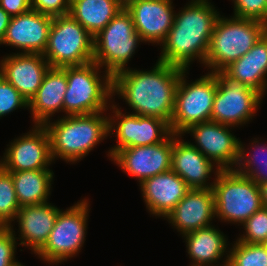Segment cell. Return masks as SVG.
I'll use <instances>...</instances> for the list:
<instances>
[{
	"label": "cell",
	"mask_w": 267,
	"mask_h": 266,
	"mask_svg": "<svg viewBox=\"0 0 267 266\" xmlns=\"http://www.w3.org/2000/svg\"><path fill=\"white\" fill-rule=\"evenodd\" d=\"M125 9L142 41L158 46L166 39L176 14L173 0H135Z\"/></svg>",
	"instance_id": "16"
},
{
	"label": "cell",
	"mask_w": 267,
	"mask_h": 266,
	"mask_svg": "<svg viewBox=\"0 0 267 266\" xmlns=\"http://www.w3.org/2000/svg\"><path fill=\"white\" fill-rule=\"evenodd\" d=\"M52 19V16L33 9L12 16L0 46L15 47L16 53L43 54L48 44Z\"/></svg>",
	"instance_id": "17"
},
{
	"label": "cell",
	"mask_w": 267,
	"mask_h": 266,
	"mask_svg": "<svg viewBox=\"0 0 267 266\" xmlns=\"http://www.w3.org/2000/svg\"><path fill=\"white\" fill-rule=\"evenodd\" d=\"M66 72L67 89L63 113L87 115L109 109L113 102V76L95 62L61 67ZM102 73V74H101Z\"/></svg>",
	"instance_id": "4"
},
{
	"label": "cell",
	"mask_w": 267,
	"mask_h": 266,
	"mask_svg": "<svg viewBox=\"0 0 267 266\" xmlns=\"http://www.w3.org/2000/svg\"><path fill=\"white\" fill-rule=\"evenodd\" d=\"M264 247L266 248L267 250V241L265 243H263Z\"/></svg>",
	"instance_id": "41"
},
{
	"label": "cell",
	"mask_w": 267,
	"mask_h": 266,
	"mask_svg": "<svg viewBox=\"0 0 267 266\" xmlns=\"http://www.w3.org/2000/svg\"><path fill=\"white\" fill-rule=\"evenodd\" d=\"M184 69L156 61L151 70L128 67L113 75V97L125 100L131 113L157 117L169 125L173 117L175 92Z\"/></svg>",
	"instance_id": "1"
},
{
	"label": "cell",
	"mask_w": 267,
	"mask_h": 266,
	"mask_svg": "<svg viewBox=\"0 0 267 266\" xmlns=\"http://www.w3.org/2000/svg\"><path fill=\"white\" fill-rule=\"evenodd\" d=\"M123 8L118 0H71L69 14L94 37Z\"/></svg>",
	"instance_id": "27"
},
{
	"label": "cell",
	"mask_w": 267,
	"mask_h": 266,
	"mask_svg": "<svg viewBox=\"0 0 267 266\" xmlns=\"http://www.w3.org/2000/svg\"><path fill=\"white\" fill-rule=\"evenodd\" d=\"M215 217L241 226L263 207L258 184L235 169L220 170L212 186Z\"/></svg>",
	"instance_id": "6"
},
{
	"label": "cell",
	"mask_w": 267,
	"mask_h": 266,
	"mask_svg": "<svg viewBox=\"0 0 267 266\" xmlns=\"http://www.w3.org/2000/svg\"><path fill=\"white\" fill-rule=\"evenodd\" d=\"M20 207L49 202L54 172L51 169L11 172Z\"/></svg>",
	"instance_id": "26"
},
{
	"label": "cell",
	"mask_w": 267,
	"mask_h": 266,
	"mask_svg": "<svg viewBox=\"0 0 267 266\" xmlns=\"http://www.w3.org/2000/svg\"><path fill=\"white\" fill-rule=\"evenodd\" d=\"M15 266H25V265H23L21 262H19L17 265H15Z\"/></svg>",
	"instance_id": "40"
},
{
	"label": "cell",
	"mask_w": 267,
	"mask_h": 266,
	"mask_svg": "<svg viewBox=\"0 0 267 266\" xmlns=\"http://www.w3.org/2000/svg\"><path fill=\"white\" fill-rule=\"evenodd\" d=\"M108 114L106 110L87 115H63L46 122L44 126L49 134L53 162L61 159L75 164L107 139Z\"/></svg>",
	"instance_id": "3"
},
{
	"label": "cell",
	"mask_w": 267,
	"mask_h": 266,
	"mask_svg": "<svg viewBox=\"0 0 267 266\" xmlns=\"http://www.w3.org/2000/svg\"><path fill=\"white\" fill-rule=\"evenodd\" d=\"M141 43L144 42L135 30L130 13L124 7L93 37V62L113 76L128 68V62Z\"/></svg>",
	"instance_id": "8"
},
{
	"label": "cell",
	"mask_w": 267,
	"mask_h": 266,
	"mask_svg": "<svg viewBox=\"0 0 267 266\" xmlns=\"http://www.w3.org/2000/svg\"><path fill=\"white\" fill-rule=\"evenodd\" d=\"M60 210L50 201L38 205L22 206L14 221V223L18 222L19 237H16L13 227L15 224L9 227L15 238L20 241L19 246H25L31 250V253L36 254L47 242Z\"/></svg>",
	"instance_id": "20"
},
{
	"label": "cell",
	"mask_w": 267,
	"mask_h": 266,
	"mask_svg": "<svg viewBox=\"0 0 267 266\" xmlns=\"http://www.w3.org/2000/svg\"><path fill=\"white\" fill-rule=\"evenodd\" d=\"M52 163L49 134L39 124L9 142L0 159V165L9 172L50 169Z\"/></svg>",
	"instance_id": "13"
},
{
	"label": "cell",
	"mask_w": 267,
	"mask_h": 266,
	"mask_svg": "<svg viewBox=\"0 0 267 266\" xmlns=\"http://www.w3.org/2000/svg\"><path fill=\"white\" fill-rule=\"evenodd\" d=\"M18 240L9 227H0V266H15Z\"/></svg>",
	"instance_id": "34"
},
{
	"label": "cell",
	"mask_w": 267,
	"mask_h": 266,
	"mask_svg": "<svg viewBox=\"0 0 267 266\" xmlns=\"http://www.w3.org/2000/svg\"><path fill=\"white\" fill-rule=\"evenodd\" d=\"M182 238L185 240L187 255L192 259L191 266H227L228 246L231 245L227 236L215 225L191 231L182 235Z\"/></svg>",
	"instance_id": "23"
},
{
	"label": "cell",
	"mask_w": 267,
	"mask_h": 266,
	"mask_svg": "<svg viewBox=\"0 0 267 266\" xmlns=\"http://www.w3.org/2000/svg\"><path fill=\"white\" fill-rule=\"evenodd\" d=\"M51 67L93 62V36L70 14L54 16L43 53Z\"/></svg>",
	"instance_id": "10"
},
{
	"label": "cell",
	"mask_w": 267,
	"mask_h": 266,
	"mask_svg": "<svg viewBox=\"0 0 267 266\" xmlns=\"http://www.w3.org/2000/svg\"><path fill=\"white\" fill-rule=\"evenodd\" d=\"M266 32L264 22L220 15L210 38L204 67L214 73L223 70L245 55Z\"/></svg>",
	"instance_id": "5"
},
{
	"label": "cell",
	"mask_w": 267,
	"mask_h": 266,
	"mask_svg": "<svg viewBox=\"0 0 267 266\" xmlns=\"http://www.w3.org/2000/svg\"><path fill=\"white\" fill-rule=\"evenodd\" d=\"M215 75L217 90L210 120L232 127L248 124L262 105L264 97L223 70L216 71Z\"/></svg>",
	"instance_id": "11"
},
{
	"label": "cell",
	"mask_w": 267,
	"mask_h": 266,
	"mask_svg": "<svg viewBox=\"0 0 267 266\" xmlns=\"http://www.w3.org/2000/svg\"><path fill=\"white\" fill-rule=\"evenodd\" d=\"M223 71L242 84L255 89L264 98L267 94V32L241 58Z\"/></svg>",
	"instance_id": "25"
},
{
	"label": "cell",
	"mask_w": 267,
	"mask_h": 266,
	"mask_svg": "<svg viewBox=\"0 0 267 266\" xmlns=\"http://www.w3.org/2000/svg\"><path fill=\"white\" fill-rule=\"evenodd\" d=\"M71 0H31L32 9L52 17L67 15Z\"/></svg>",
	"instance_id": "35"
},
{
	"label": "cell",
	"mask_w": 267,
	"mask_h": 266,
	"mask_svg": "<svg viewBox=\"0 0 267 266\" xmlns=\"http://www.w3.org/2000/svg\"><path fill=\"white\" fill-rule=\"evenodd\" d=\"M172 148L173 133L158 144L120 149L111 161L140 184L147 178L171 170Z\"/></svg>",
	"instance_id": "15"
},
{
	"label": "cell",
	"mask_w": 267,
	"mask_h": 266,
	"mask_svg": "<svg viewBox=\"0 0 267 266\" xmlns=\"http://www.w3.org/2000/svg\"><path fill=\"white\" fill-rule=\"evenodd\" d=\"M234 128L210 120L190 126L182 135L190 134L195 148L219 169L228 170L235 169L239 159L240 139L233 134Z\"/></svg>",
	"instance_id": "14"
},
{
	"label": "cell",
	"mask_w": 267,
	"mask_h": 266,
	"mask_svg": "<svg viewBox=\"0 0 267 266\" xmlns=\"http://www.w3.org/2000/svg\"><path fill=\"white\" fill-rule=\"evenodd\" d=\"M214 194L211 189H190L185 197L165 217L169 225L184 235L213 225L215 220Z\"/></svg>",
	"instance_id": "21"
},
{
	"label": "cell",
	"mask_w": 267,
	"mask_h": 266,
	"mask_svg": "<svg viewBox=\"0 0 267 266\" xmlns=\"http://www.w3.org/2000/svg\"><path fill=\"white\" fill-rule=\"evenodd\" d=\"M188 70H183L174 101L171 132L181 134L190 126L210 121L217 90V76L208 72L195 81L187 80ZM189 81V82H188Z\"/></svg>",
	"instance_id": "9"
},
{
	"label": "cell",
	"mask_w": 267,
	"mask_h": 266,
	"mask_svg": "<svg viewBox=\"0 0 267 266\" xmlns=\"http://www.w3.org/2000/svg\"><path fill=\"white\" fill-rule=\"evenodd\" d=\"M89 199L78 200L73 206L60 210L45 245L35 254L40 261L59 265L78 255L86 241Z\"/></svg>",
	"instance_id": "7"
},
{
	"label": "cell",
	"mask_w": 267,
	"mask_h": 266,
	"mask_svg": "<svg viewBox=\"0 0 267 266\" xmlns=\"http://www.w3.org/2000/svg\"><path fill=\"white\" fill-rule=\"evenodd\" d=\"M50 67L43 54L12 52L0 59V75L28 102L36 94Z\"/></svg>",
	"instance_id": "19"
},
{
	"label": "cell",
	"mask_w": 267,
	"mask_h": 266,
	"mask_svg": "<svg viewBox=\"0 0 267 266\" xmlns=\"http://www.w3.org/2000/svg\"><path fill=\"white\" fill-rule=\"evenodd\" d=\"M261 202L263 207L267 208V182L258 184Z\"/></svg>",
	"instance_id": "38"
},
{
	"label": "cell",
	"mask_w": 267,
	"mask_h": 266,
	"mask_svg": "<svg viewBox=\"0 0 267 266\" xmlns=\"http://www.w3.org/2000/svg\"><path fill=\"white\" fill-rule=\"evenodd\" d=\"M139 187L150 215L164 220L190 190L186 182L172 170L145 179Z\"/></svg>",
	"instance_id": "22"
},
{
	"label": "cell",
	"mask_w": 267,
	"mask_h": 266,
	"mask_svg": "<svg viewBox=\"0 0 267 266\" xmlns=\"http://www.w3.org/2000/svg\"><path fill=\"white\" fill-rule=\"evenodd\" d=\"M11 16L0 7V44L2 43L7 27L10 23Z\"/></svg>",
	"instance_id": "37"
},
{
	"label": "cell",
	"mask_w": 267,
	"mask_h": 266,
	"mask_svg": "<svg viewBox=\"0 0 267 266\" xmlns=\"http://www.w3.org/2000/svg\"><path fill=\"white\" fill-rule=\"evenodd\" d=\"M110 104L109 137H116V145L110 147L107 157H111L120 149L153 145L163 142L172 132L170 125L157 117L139 116L123 112L122 107L114 101ZM115 102V103H114ZM118 106V107H117Z\"/></svg>",
	"instance_id": "12"
},
{
	"label": "cell",
	"mask_w": 267,
	"mask_h": 266,
	"mask_svg": "<svg viewBox=\"0 0 267 266\" xmlns=\"http://www.w3.org/2000/svg\"><path fill=\"white\" fill-rule=\"evenodd\" d=\"M229 247L227 266H267V250L263 244L233 241Z\"/></svg>",
	"instance_id": "30"
},
{
	"label": "cell",
	"mask_w": 267,
	"mask_h": 266,
	"mask_svg": "<svg viewBox=\"0 0 267 266\" xmlns=\"http://www.w3.org/2000/svg\"><path fill=\"white\" fill-rule=\"evenodd\" d=\"M258 139L259 137L254 138L248 144L250 148L240 141L239 159L235 168L256 184L267 182V142Z\"/></svg>",
	"instance_id": "28"
},
{
	"label": "cell",
	"mask_w": 267,
	"mask_h": 266,
	"mask_svg": "<svg viewBox=\"0 0 267 266\" xmlns=\"http://www.w3.org/2000/svg\"><path fill=\"white\" fill-rule=\"evenodd\" d=\"M0 7L11 17L32 9L31 0H0Z\"/></svg>",
	"instance_id": "36"
},
{
	"label": "cell",
	"mask_w": 267,
	"mask_h": 266,
	"mask_svg": "<svg viewBox=\"0 0 267 266\" xmlns=\"http://www.w3.org/2000/svg\"><path fill=\"white\" fill-rule=\"evenodd\" d=\"M233 17L254 19L267 24V0H231Z\"/></svg>",
	"instance_id": "33"
},
{
	"label": "cell",
	"mask_w": 267,
	"mask_h": 266,
	"mask_svg": "<svg viewBox=\"0 0 267 266\" xmlns=\"http://www.w3.org/2000/svg\"><path fill=\"white\" fill-rule=\"evenodd\" d=\"M183 138V135L173 133L171 170L177 173L190 189H211L214 185V180L210 183L212 174L216 176L221 169L195 148L191 141H185Z\"/></svg>",
	"instance_id": "18"
},
{
	"label": "cell",
	"mask_w": 267,
	"mask_h": 266,
	"mask_svg": "<svg viewBox=\"0 0 267 266\" xmlns=\"http://www.w3.org/2000/svg\"><path fill=\"white\" fill-rule=\"evenodd\" d=\"M118 1L123 7H126L129 3L135 0H118Z\"/></svg>",
	"instance_id": "39"
},
{
	"label": "cell",
	"mask_w": 267,
	"mask_h": 266,
	"mask_svg": "<svg viewBox=\"0 0 267 266\" xmlns=\"http://www.w3.org/2000/svg\"><path fill=\"white\" fill-rule=\"evenodd\" d=\"M243 226V227H242ZM243 234L238 241L249 244H263L267 241V208L262 207L248 218L242 225Z\"/></svg>",
	"instance_id": "31"
},
{
	"label": "cell",
	"mask_w": 267,
	"mask_h": 266,
	"mask_svg": "<svg viewBox=\"0 0 267 266\" xmlns=\"http://www.w3.org/2000/svg\"><path fill=\"white\" fill-rule=\"evenodd\" d=\"M211 3L190 0L177 11L172 28L160 45L158 61L184 70H189L195 60L204 66L210 38L221 15Z\"/></svg>",
	"instance_id": "2"
},
{
	"label": "cell",
	"mask_w": 267,
	"mask_h": 266,
	"mask_svg": "<svg viewBox=\"0 0 267 266\" xmlns=\"http://www.w3.org/2000/svg\"><path fill=\"white\" fill-rule=\"evenodd\" d=\"M20 208L12 174L0 165V227L13 225Z\"/></svg>",
	"instance_id": "29"
},
{
	"label": "cell",
	"mask_w": 267,
	"mask_h": 266,
	"mask_svg": "<svg viewBox=\"0 0 267 266\" xmlns=\"http://www.w3.org/2000/svg\"><path fill=\"white\" fill-rule=\"evenodd\" d=\"M67 89L66 72L61 67H50L41 86L28 102L33 124L44 125L56 113L63 112L64 95Z\"/></svg>",
	"instance_id": "24"
},
{
	"label": "cell",
	"mask_w": 267,
	"mask_h": 266,
	"mask_svg": "<svg viewBox=\"0 0 267 266\" xmlns=\"http://www.w3.org/2000/svg\"><path fill=\"white\" fill-rule=\"evenodd\" d=\"M28 109V101L0 75V119L18 109Z\"/></svg>",
	"instance_id": "32"
}]
</instances>
